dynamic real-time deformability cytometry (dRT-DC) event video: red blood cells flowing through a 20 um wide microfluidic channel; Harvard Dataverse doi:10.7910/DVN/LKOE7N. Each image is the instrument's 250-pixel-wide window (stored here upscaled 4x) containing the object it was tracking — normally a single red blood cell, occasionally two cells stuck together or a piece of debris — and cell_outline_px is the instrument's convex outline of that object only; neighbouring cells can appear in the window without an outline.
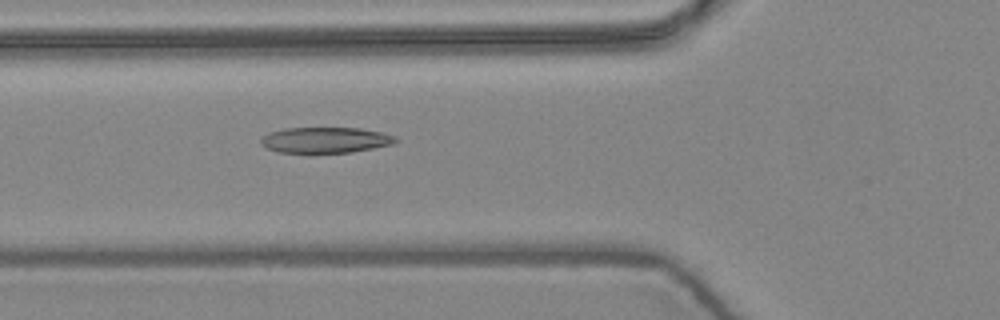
{"species": "common noctule bat (a hibernating species)", "species_latin": "Nyctalus noctula", "temperature_condition": "warm", "stored_images_in_passage": 3, "camera_frame_rate_fps": 3000, "um_per_image_px": 0.085, "animal": {"sex": "female", "body_mass_g": 24.6, "forearm_length_mm": 56.2}, "frame": {"image": 1, "passage_image": 3, "time_ms": 0.667, "image_size_px": [1000, 320], "cell_outline_px": [[400, 140], [392, 144], [352, 152], [308, 156], [276, 152], [264, 148], [260, 144], [260, 140], [268, 132], [284, 128], [360, 128], [380, 132], [396, 136]], "centroid_in_image_um": [27.57, 11.95], "position_along_channel_um": 98.2, "area_um2": 21.33}}